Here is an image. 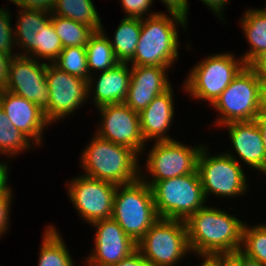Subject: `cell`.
<instances>
[{"label": "cell", "mask_w": 266, "mask_h": 266, "mask_svg": "<svg viewBox=\"0 0 266 266\" xmlns=\"http://www.w3.org/2000/svg\"><path fill=\"white\" fill-rule=\"evenodd\" d=\"M217 129L230 122L253 121L260 113V79L246 65L211 105Z\"/></svg>", "instance_id": "8"}, {"label": "cell", "mask_w": 266, "mask_h": 266, "mask_svg": "<svg viewBox=\"0 0 266 266\" xmlns=\"http://www.w3.org/2000/svg\"><path fill=\"white\" fill-rule=\"evenodd\" d=\"M46 81L49 91V109L45 112L47 121L54 125L79 111L90 100L88 81L70 75L53 63H46ZM89 98V99H88Z\"/></svg>", "instance_id": "12"}, {"label": "cell", "mask_w": 266, "mask_h": 266, "mask_svg": "<svg viewBox=\"0 0 266 266\" xmlns=\"http://www.w3.org/2000/svg\"><path fill=\"white\" fill-rule=\"evenodd\" d=\"M9 165L6 160L0 162V192H6L11 188V185H9Z\"/></svg>", "instance_id": "41"}, {"label": "cell", "mask_w": 266, "mask_h": 266, "mask_svg": "<svg viewBox=\"0 0 266 266\" xmlns=\"http://www.w3.org/2000/svg\"><path fill=\"white\" fill-rule=\"evenodd\" d=\"M81 152L80 166L86 176L124 185L139 179L140 159L131 149L99 137L96 133Z\"/></svg>", "instance_id": "3"}, {"label": "cell", "mask_w": 266, "mask_h": 266, "mask_svg": "<svg viewBox=\"0 0 266 266\" xmlns=\"http://www.w3.org/2000/svg\"><path fill=\"white\" fill-rule=\"evenodd\" d=\"M152 144L145 161L144 169L147 172L140 168L139 178L142 181L158 182L197 171V160L203 143L188 146L178 140H171Z\"/></svg>", "instance_id": "10"}, {"label": "cell", "mask_w": 266, "mask_h": 266, "mask_svg": "<svg viewBox=\"0 0 266 266\" xmlns=\"http://www.w3.org/2000/svg\"><path fill=\"white\" fill-rule=\"evenodd\" d=\"M260 79V112L266 113V77Z\"/></svg>", "instance_id": "45"}, {"label": "cell", "mask_w": 266, "mask_h": 266, "mask_svg": "<svg viewBox=\"0 0 266 266\" xmlns=\"http://www.w3.org/2000/svg\"><path fill=\"white\" fill-rule=\"evenodd\" d=\"M121 8L124 11V17L130 18H145L148 16L156 15L159 13L152 12L151 6H153L154 0H119Z\"/></svg>", "instance_id": "33"}, {"label": "cell", "mask_w": 266, "mask_h": 266, "mask_svg": "<svg viewBox=\"0 0 266 266\" xmlns=\"http://www.w3.org/2000/svg\"><path fill=\"white\" fill-rule=\"evenodd\" d=\"M17 8L16 25H13L17 53L31 57L39 49L40 30L51 20V13Z\"/></svg>", "instance_id": "21"}, {"label": "cell", "mask_w": 266, "mask_h": 266, "mask_svg": "<svg viewBox=\"0 0 266 266\" xmlns=\"http://www.w3.org/2000/svg\"><path fill=\"white\" fill-rule=\"evenodd\" d=\"M9 8H0V51L16 56L14 29L12 27V16ZM13 49V50H12ZM15 50V52H13Z\"/></svg>", "instance_id": "32"}, {"label": "cell", "mask_w": 266, "mask_h": 266, "mask_svg": "<svg viewBox=\"0 0 266 266\" xmlns=\"http://www.w3.org/2000/svg\"><path fill=\"white\" fill-rule=\"evenodd\" d=\"M232 52L213 53L196 62L184 79L183 91L196 101L211 106L246 66L243 58Z\"/></svg>", "instance_id": "4"}, {"label": "cell", "mask_w": 266, "mask_h": 266, "mask_svg": "<svg viewBox=\"0 0 266 266\" xmlns=\"http://www.w3.org/2000/svg\"><path fill=\"white\" fill-rule=\"evenodd\" d=\"M197 171L206 200L213 194L229 201L250 191L243 166L225 152L211 154L206 143L198 156Z\"/></svg>", "instance_id": "7"}, {"label": "cell", "mask_w": 266, "mask_h": 266, "mask_svg": "<svg viewBox=\"0 0 266 266\" xmlns=\"http://www.w3.org/2000/svg\"><path fill=\"white\" fill-rule=\"evenodd\" d=\"M187 23V19L165 12L142 18L139 40L130 66L173 68L181 47L179 30L188 32Z\"/></svg>", "instance_id": "2"}, {"label": "cell", "mask_w": 266, "mask_h": 266, "mask_svg": "<svg viewBox=\"0 0 266 266\" xmlns=\"http://www.w3.org/2000/svg\"><path fill=\"white\" fill-rule=\"evenodd\" d=\"M248 66L259 76L266 77V49L261 51Z\"/></svg>", "instance_id": "39"}, {"label": "cell", "mask_w": 266, "mask_h": 266, "mask_svg": "<svg viewBox=\"0 0 266 266\" xmlns=\"http://www.w3.org/2000/svg\"><path fill=\"white\" fill-rule=\"evenodd\" d=\"M229 1L230 0H200V2H202L205 7L207 6V8L215 14L221 22H225V18L223 17L225 12L223 10L226 9Z\"/></svg>", "instance_id": "37"}, {"label": "cell", "mask_w": 266, "mask_h": 266, "mask_svg": "<svg viewBox=\"0 0 266 266\" xmlns=\"http://www.w3.org/2000/svg\"><path fill=\"white\" fill-rule=\"evenodd\" d=\"M4 90L33 102L45 113L49 109L46 63L30 56H13Z\"/></svg>", "instance_id": "14"}, {"label": "cell", "mask_w": 266, "mask_h": 266, "mask_svg": "<svg viewBox=\"0 0 266 266\" xmlns=\"http://www.w3.org/2000/svg\"><path fill=\"white\" fill-rule=\"evenodd\" d=\"M35 144L13 124L0 107V156H7V161L21 152L35 148Z\"/></svg>", "instance_id": "27"}, {"label": "cell", "mask_w": 266, "mask_h": 266, "mask_svg": "<svg viewBox=\"0 0 266 266\" xmlns=\"http://www.w3.org/2000/svg\"><path fill=\"white\" fill-rule=\"evenodd\" d=\"M130 77V64L121 62L114 68L98 72V76L97 73L91 75L88 80V96L93 100L90 102L96 109L104 105L124 103Z\"/></svg>", "instance_id": "19"}, {"label": "cell", "mask_w": 266, "mask_h": 266, "mask_svg": "<svg viewBox=\"0 0 266 266\" xmlns=\"http://www.w3.org/2000/svg\"><path fill=\"white\" fill-rule=\"evenodd\" d=\"M219 266H241L240 263L231 255H219Z\"/></svg>", "instance_id": "46"}, {"label": "cell", "mask_w": 266, "mask_h": 266, "mask_svg": "<svg viewBox=\"0 0 266 266\" xmlns=\"http://www.w3.org/2000/svg\"><path fill=\"white\" fill-rule=\"evenodd\" d=\"M93 0H55L51 15L70 18L86 24L94 31L102 30V19Z\"/></svg>", "instance_id": "26"}, {"label": "cell", "mask_w": 266, "mask_h": 266, "mask_svg": "<svg viewBox=\"0 0 266 266\" xmlns=\"http://www.w3.org/2000/svg\"><path fill=\"white\" fill-rule=\"evenodd\" d=\"M244 223L240 251L266 266V222L256 225Z\"/></svg>", "instance_id": "29"}, {"label": "cell", "mask_w": 266, "mask_h": 266, "mask_svg": "<svg viewBox=\"0 0 266 266\" xmlns=\"http://www.w3.org/2000/svg\"><path fill=\"white\" fill-rule=\"evenodd\" d=\"M0 107L5 111L11 124L27 136L36 147L43 145V132L51 124L36 104L4 90Z\"/></svg>", "instance_id": "18"}, {"label": "cell", "mask_w": 266, "mask_h": 266, "mask_svg": "<svg viewBox=\"0 0 266 266\" xmlns=\"http://www.w3.org/2000/svg\"><path fill=\"white\" fill-rule=\"evenodd\" d=\"M13 194L12 188L6 192H0V239L5 236L10 228V210H12V200L14 199Z\"/></svg>", "instance_id": "34"}, {"label": "cell", "mask_w": 266, "mask_h": 266, "mask_svg": "<svg viewBox=\"0 0 266 266\" xmlns=\"http://www.w3.org/2000/svg\"><path fill=\"white\" fill-rule=\"evenodd\" d=\"M255 122L259 126L261 130V135L263 139V144L265 147L266 151V113L265 112H260L256 117H255Z\"/></svg>", "instance_id": "43"}, {"label": "cell", "mask_w": 266, "mask_h": 266, "mask_svg": "<svg viewBox=\"0 0 266 266\" xmlns=\"http://www.w3.org/2000/svg\"><path fill=\"white\" fill-rule=\"evenodd\" d=\"M137 249L151 266H177L191 254L185 221L159 218Z\"/></svg>", "instance_id": "9"}, {"label": "cell", "mask_w": 266, "mask_h": 266, "mask_svg": "<svg viewBox=\"0 0 266 266\" xmlns=\"http://www.w3.org/2000/svg\"><path fill=\"white\" fill-rule=\"evenodd\" d=\"M53 64L70 75L87 81L90 78L85 46L63 48Z\"/></svg>", "instance_id": "30"}, {"label": "cell", "mask_w": 266, "mask_h": 266, "mask_svg": "<svg viewBox=\"0 0 266 266\" xmlns=\"http://www.w3.org/2000/svg\"><path fill=\"white\" fill-rule=\"evenodd\" d=\"M240 24L244 38L249 44V51L244 52L241 57L248 65L261 51L266 49V10L245 9L240 18Z\"/></svg>", "instance_id": "22"}, {"label": "cell", "mask_w": 266, "mask_h": 266, "mask_svg": "<svg viewBox=\"0 0 266 266\" xmlns=\"http://www.w3.org/2000/svg\"><path fill=\"white\" fill-rule=\"evenodd\" d=\"M102 30L95 31L86 44L87 64L90 76L114 68L120 62L117 60L108 34Z\"/></svg>", "instance_id": "25"}, {"label": "cell", "mask_w": 266, "mask_h": 266, "mask_svg": "<svg viewBox=\"0 0 266 266\" xmlns=\"http://www.w3.org/2000/svg\"><path fill=\"white\" fill-rule=\"evenodd\" d=\"M231 255L240 263L241 266H264L257 260L246 256L240 250H237Z\"/></svg>", "instance_id": "42"}, {"label": "cell", "mask_w": 266, "mask_h": 266, "mask_svg": "<svg viewBox=\"0 0 266 266\" xmlns=\"http://www.w3.org/2000/svg\"><path fill=\"white\" fill-rule=\"evenodd\" d=\"M95 229L94 247L84 258L87 266H112L137 249L135 243L111 217L90 224Z\"/></svg>", "instance_id": "15"}, {"label": "cell", "mask_w": 266, "mask_h": 266, "mask_svg": "<svg viewBox=\"0 0 266 266\" xmlns=\"http://www.w3.org/2000/svg\"><path fill=\"white\" fill-rule=\"evenodd\" d=\"M42 238L37 266H76L56 226L47 225Z\"/></svg>", "instance_id": "23"}, {"label": "cell", "mask_w": 266, "mask_h": 266, "mask_svg": "<svg viewBox=\"0 0 266 266\" xmlns=\"http://www.w3.org/2000/svg\"><path fill=\"white\" fill-rule=\"evenodd\" d=\"M112 266H151L150 263L143 257L141 252L136 249L129 256Z\"/></svg>", "instance_id": "38"}, {"label": "cell", "mask_w": 266, "mask_h": 266, "mask_svg": "<svg viewBox=\"0 0 266 266\" xmlns=\"http://www.w3.org/2000/svg\"><path fill=\"white\" fill-rule=\"evenodd\" d=\"M169 70L161 66H131L129 89L124 103L135 112H142L156 96L172 86Z\"/></svg>", "instance_id": "17"}, {"label": "cell", "mask_w": 266, "mask_h": 266, "mask_svg": "<svg viewBox=\"0 0 266 266\" xmlns=\"http://www.w3.org/2000/svg\"><path fill=\"white\" fill-rule=\"evenodd\" d=\"M15 6L29 9V10H41L50 12L53 10L55 0H8Z\"/></svg>", "instance_id": "35"}, {"label": "cell", "mask_w": 266, "mask_h": 266, "mask_svg": "<svg viewBox=\"0 0 266 266\" xmlns=\"http://www.w3.org/2000/svg\"><path fill=\"white\" fill-rule=\"evenodd\" d=\"M159 2L165 5L168 13H173L189 20L187 16L189 15L188 0H159Z\"/></svg>", "instance_id": "36"}, {"label": "cell", "mask_w": 266, "mask_h": 266, "mask_svg": "<svg viewBox=\"0 0 266 266\" xmlns=\"http://www.w3.org/2000/svg\"><path fill=\"white\" fill-rule=\"evenodd\" d=\"M65 187L70 202L84 223L112 217L116 184L82 174L68 180Z\"/></svg>", "instance_id": "11"}, {"label": "cell", "mask_w": 266, "mask_h": 266, "mask_svg": "<svg viewBox=\"0 0 266 266\" xmlns=\"http://www.w3.org/2000/svg\"><path fill=\"white\" fill-rule=\"evenodd\" d=\"M62 50L63 45L50 20L40 30L39 49L31 57L44 63H53Z\"/></svg>", "instance_id": "31"}, {"label": "cell", "mask_w": 266, "mask_h": 266, "mask_svg": "<svg viewBox=\"0 0 266 266\" xmlns=\"http://www.w3.org/2000/svg\"><path fill=\"white\" fill-rule=\"evenodd\" d=\"M100 123L95 133L112 143L131 148L138 156L144 153L146 143L140 130V115L125 103L97 108Z\"/></svg>", "instance_id": "13"}, {"label": "cell", "mask_w": 266, "mask_h": 266, "mask_svg": "<svg viewBox=\"0 0 266 266\" xmlns=\"http://www.w3.org/2000/svg\"><path fill=\"white\" fill-rule=\"evenodd\" d=\"M145 183L151 187L159 218L186 221L210 201L204 196L198 171L158 182Z\"/></svg>", "instance_id": "5"}, {"label": "cell", "mask_w": 266, "mask_h": 266, "mask_svg": "<svg viewBox=\"0 0 266 266\" xmlns=\"http://www.w3.org/2000/svg\"><path fill=\"white\" fill-rule=\"evenodd\" d=\"M198 259L202 260L203 262H199V264L196 266H219V255H203L198 256Z\"/></svg>", "instance_id": "44"}, {"label": "cell", "mask_w": 266, "mask_h": 266, "mask_svg": "<svg viewBox=\"0 0 266 266\" xmlns=\"http://www.w3.org/2000/svg\"><path fill=\"white\" fill-rule=\"evenodd\" d=\"M174 90L171 86L164 93L156 96L152 102L139 113L140 130L145 143L150 141L175 140L169 136V130L173 125L175 116Z\"/></svg>", "instance_id": "20"}, {"label": "cell", "mask_w": 266, "mask_h": 266, "mask_svg": "<svg viewBox=\"0 0 266 266\" xmlns=\"http://www.w3.org/2000/svg\"><path fill=\"white\" fill-rule=\"evenodd\" d=\"M224 127L228 131L229 141L235 154L231 150L224 152L233 157L239 164L244 163L243 166L246 165L254 171L256 169L259 173L261 171L266 176V151L261 130L255 120L230 122L219 128Z\"/></svg>", "instance_id": "16"}, {"label": "cell", "mask_w": 266, "mask_h": 266, "mask_svg": "<svg viewBox=\"0 0 266 266\" xmlns=\"http://www.w3.org/2000/svg\"><path fill=\"white\" fill-rule=\"evenodd\" d=\"M141 31V19L124 17L113 33L108 37L117 60L129 63L134 56Z\"/></svg>", "instance_id": "24"}, {"label": "cell", "mask_w": 266, "mask_h": 266, "mask_svg": "<svg viewBox=\"0 0 266 266\" xmlns=\"http://www.w3.org/2000/svg\"><path fill=\"white\" fill-rule=\"evenodd\" d=\"M112 218L138 243L159 219L151 187L140 178L129 184L117 185Z\"/></svg>", "instance_id": "6"}, {"label": "cell", "mask_w": 266, "mask_h": 266, "mask_svg": "<svg viewBox=\"0 0 266 266\" xmlns=\"http://www.w3.org/2000/svg\"><path fill=\"white\" fill-rule=\"evenodd\" d=\"M3 91H4V87L0 85V102H1Z\"/></svg>", "instance_id": "47"}, {"label": "cell", "mask_w": 266, "mask_h": 266, "mask_svg": "<svg viewBox=\"0 0 266 266\" xmlns=\"http://www.w3.org/2000/svg\"><path fill=\"white\" fill-rule=\"evenodd\" d=\"M51 22L63 48L86 46L90 36L95 32L86 24L62 16L51 15Z\"/></svg>", "instance_id": "28"}, {"label": "cell", "mask_w": 266, "mask_h": 266, "mask_svg": "<svg viewBox=\"0 0 266 266\" xmlns=\"http://www.w3.org/2000/svg\"><path fill=\"white\" fill-rule=\"evenodd\" d=\"M215 206L207 203L185 221L194 256L233 254L241 248L245 221Z\"/></svg>", "instance_id": "1"}, {"label": "cell", "mask_w": 266, "mask_h": 266, "mask_svg": "<svg viewBox=\"0 0 266 266\" xmlns=\"http://www.w3.org/2000/svg\"><path fill=\"white\" fill-rule=\"evenodd\" d=\"M12 57L13 56L10 54L0 51V85L4 88L8 82L10 62Z\"/></svg>", "instance_id": "40"}]
</instances>
